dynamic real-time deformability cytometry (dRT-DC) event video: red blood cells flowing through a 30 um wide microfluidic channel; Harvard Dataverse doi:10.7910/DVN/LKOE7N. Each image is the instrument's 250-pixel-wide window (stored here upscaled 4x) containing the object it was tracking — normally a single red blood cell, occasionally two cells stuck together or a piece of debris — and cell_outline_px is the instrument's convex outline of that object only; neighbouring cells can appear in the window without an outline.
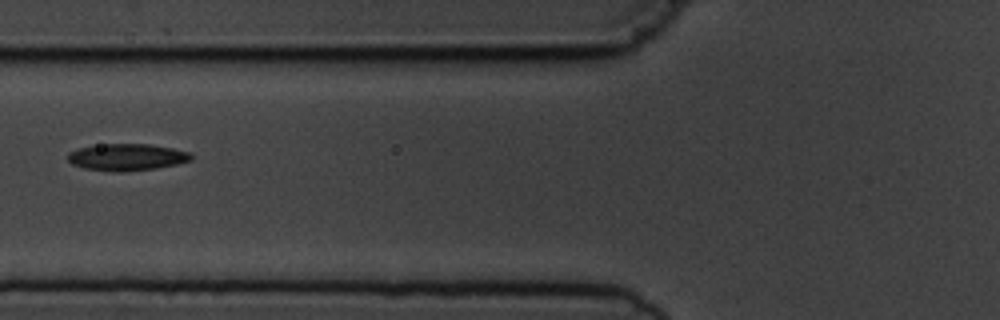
{"species": "common noctule bat (a hibernating species)", "species_latin": "Nyctalus noctula", "temperature_condition": "cold", "stored_images_in_passage": 7, "camera_frame_rate_fps": 3000, "um_per_image_px": 0.085, "animal": {"sex": "male", "body_mass_g": 19.5, "forearm_length_mm": 54.6}, "frame": {"image": 1, "passage_image": 6, "time_ms": 5.667, "image_size_px": [1000, 320], "cell_outline_px": [[192, 160], [176, 164], [156, 168], [120, 172], [116, 172], [84, 168], [72, 164], [68, 160], [68, 152], [80, 148], [108, 144], [148, 144], [172, 148], [192, 152]], "centroid_in_image_um": [10.81, 13.36], "position_along_channel_um": 115.0, "area_um2": 19.13}}
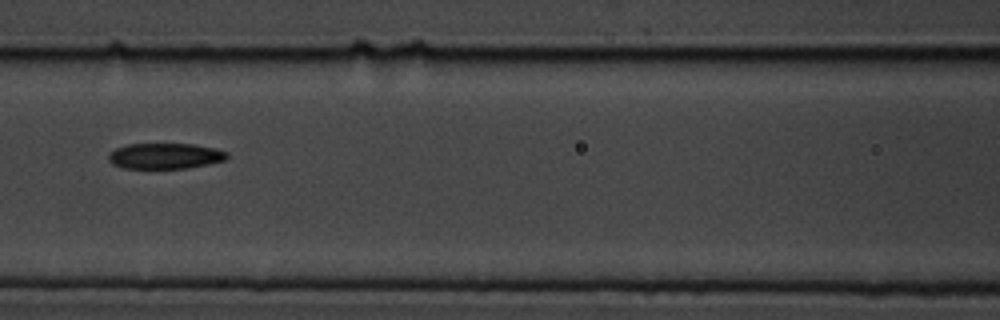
{"frame": {"image": 2, "passage_image": 7, "time_ms": 6.667, "image_size_px": [1000, 320], "cell_outline_px": [[228, 156], [224, 160], [208, 164], [188, 168], [124, 168], [112, 164], [108, 160], [108, 152], [116, 148], [128, 144], [192, 144], [212, 148], [228, 152]], "centroid_in_image_um": [13.99, 13.26], "position_along_channel_um": 152.6, "area_um2": 17.69}}